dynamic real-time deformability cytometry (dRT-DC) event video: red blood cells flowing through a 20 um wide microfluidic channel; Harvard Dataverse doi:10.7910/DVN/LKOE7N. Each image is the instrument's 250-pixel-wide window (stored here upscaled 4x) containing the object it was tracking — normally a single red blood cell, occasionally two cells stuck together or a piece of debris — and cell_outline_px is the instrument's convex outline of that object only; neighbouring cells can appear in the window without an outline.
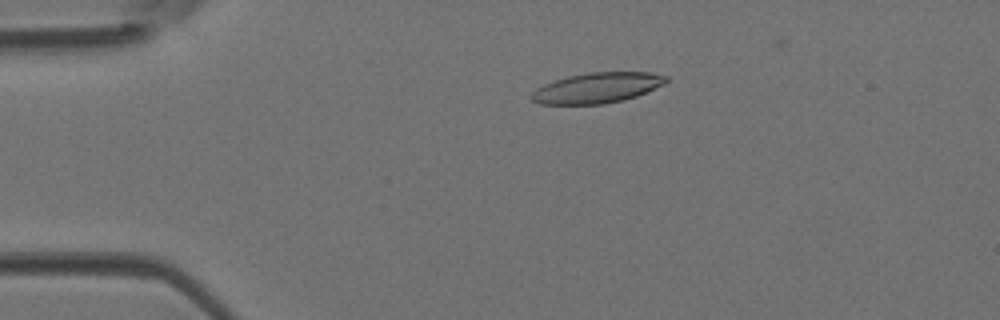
{"species": "Egyptian fruit bat (a non-hibernating species)", "species_latin": "Rousettus aegyptiacus", "temperature_condition": "room temperature", "stored_images_in_passage": 9, "camera_frame_rate_fps": 3000, "um_per_image_px": 0.085, "animal": {"sex": "female"}, "frame": {"image": 1, "passage_image": 7, "time_ms": 2.0, "image_size_px": [1000, 320], "cell_outline_px": [[668, 80], [664, 84], [636, 96], [624, 100], [604, 104], [540, 104], [532, 100], [532, 92], [536, 88], [544, 84], [568, 76], [592, 72], [648, 72], [668, 76]], "centroid_in_image_um": [50.77, 7.47], "position_along_channel_um": 34.2, "area_um2": 23.7}}